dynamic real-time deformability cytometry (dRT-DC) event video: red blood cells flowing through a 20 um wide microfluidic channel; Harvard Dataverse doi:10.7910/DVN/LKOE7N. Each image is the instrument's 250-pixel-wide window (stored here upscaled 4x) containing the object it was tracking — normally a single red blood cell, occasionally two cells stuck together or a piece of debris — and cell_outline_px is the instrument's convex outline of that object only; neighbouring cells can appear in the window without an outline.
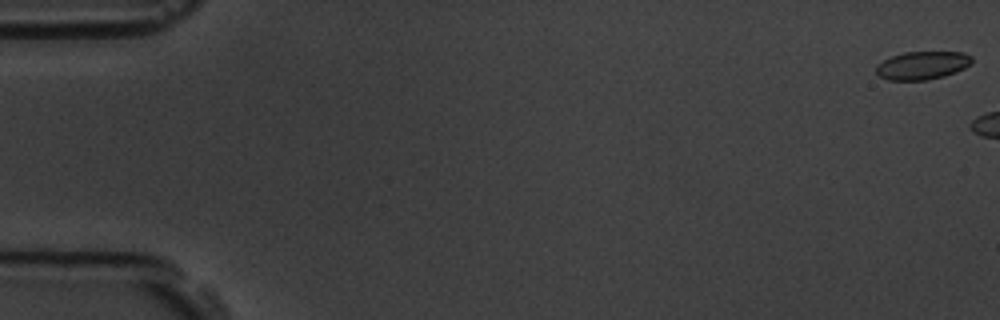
{"species": "common noctule bat (a hibernating species)", "species_latin": "Nyctalus noctula", "temperature_condition": "room temperature", "stored_images_in_passage": 6, "camera_frame_rate_fps": 3000, "um_per_image_px": 0.085, "animal": {"sex": "male", "body_mass_g": 19.5, "forearm_length_mm": 54.6}, "frame": {"image": 1, "passage_image": 1, "time_ms": 0.0, "image_size_px": [1000, 320], "cell_outline_px": [[972, 64], [956, 72], [944, 76], [924, 80], [888, 80], [880, 76], [876, 72], [876, 64], [892, 56], [904, 52], [964, 52], [972, 56]], "centroid_in_image_um": [78.41, 5.55], "position_along_channel_um": 6.6, "area_um2": 15.72}}